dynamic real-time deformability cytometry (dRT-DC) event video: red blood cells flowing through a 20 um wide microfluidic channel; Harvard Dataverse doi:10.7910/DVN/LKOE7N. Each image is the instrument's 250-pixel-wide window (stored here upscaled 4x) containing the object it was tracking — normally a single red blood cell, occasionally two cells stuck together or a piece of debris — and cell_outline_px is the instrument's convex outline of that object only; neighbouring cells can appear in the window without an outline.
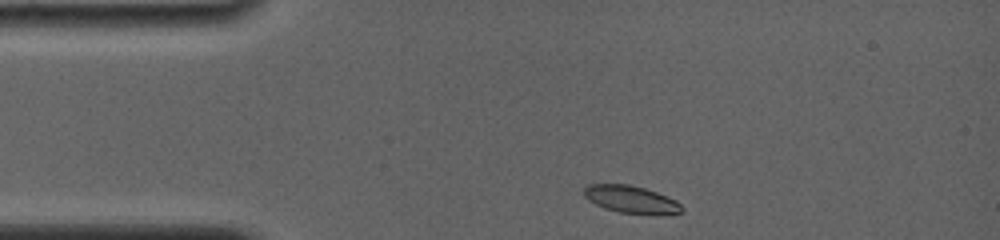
{"species": "common noctule bat (a hibernating species)", "species_latin": "Nyctalus noctula", "temperature_condition": "room temperature", "stored_images_in_passage": 19, "camera_frame_rate_fps": 4000, "um_per_image_px": 0.085, "animal": {"sex": "female", "body_mass_g": 19.0, "forearm_length_mm": 56.7}, "frame": {"image": 1, "passage_image": 1, "time_ms": 0.0, "image_size_px": [1000, 240], "cell_outline_px": [[684, 212], [620, 212], [604, 208], [588, 200], [584, 196], [584, 188], [588, 184], [628, 184], [644, 188], [656, 192], [676, 200], [684, 208]], "centroid_in_image_um": [53.57, 16.9], "position_along_channel_um": 31.4, "area_um2": 14.97}}
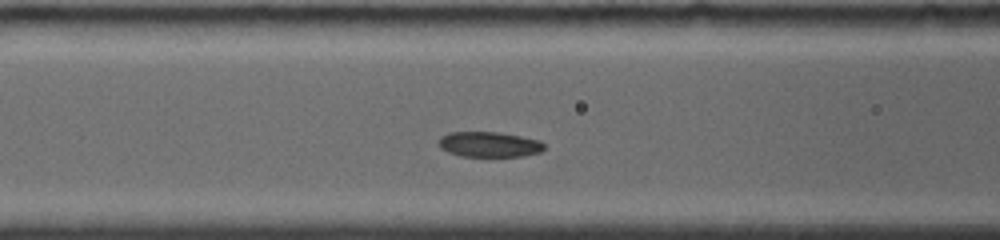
{"frame": {"image": 2, "passage_image": 8, "time_ms": 3.5, "image_size_px": [1000, 240], "cell_outline_px": [[544, 148], [540, 152], [524, 156], [460, 156], [448, 152], [440, 148], [440, 136], [448, 132], [496, 132], [520, 136], [540, 140], [544, 144]], "centroid_in_image_um": [41.58, 12.27], "position_along_channel_um": 125.0, "area_um2": 15.49}}
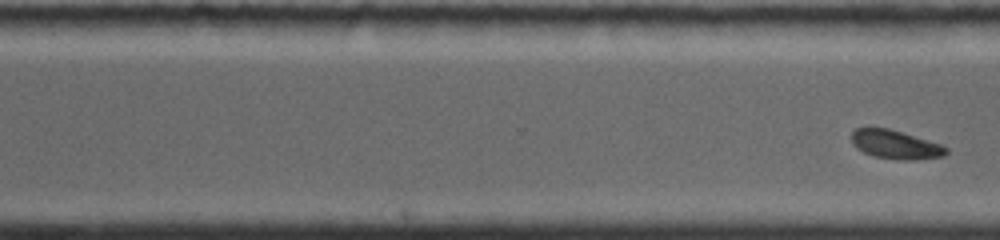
{"frame": {"image": 3, "passage_image": 19, "time_ms": 8.0, "image_size_px": [1000, 240], "cell_outline_px": [[948, 152], [944, 156], [912, 160], [896, 160], [876, 156], [864, 152], [856, 148], [852, 144], [852, 132], [856, 128], [888, 128], [940, 144], [948, 148]], "centroid_in_image_um": [76.11, 12.3], "position_along_channel_um": 294.5, "area_um2": 15.66}}